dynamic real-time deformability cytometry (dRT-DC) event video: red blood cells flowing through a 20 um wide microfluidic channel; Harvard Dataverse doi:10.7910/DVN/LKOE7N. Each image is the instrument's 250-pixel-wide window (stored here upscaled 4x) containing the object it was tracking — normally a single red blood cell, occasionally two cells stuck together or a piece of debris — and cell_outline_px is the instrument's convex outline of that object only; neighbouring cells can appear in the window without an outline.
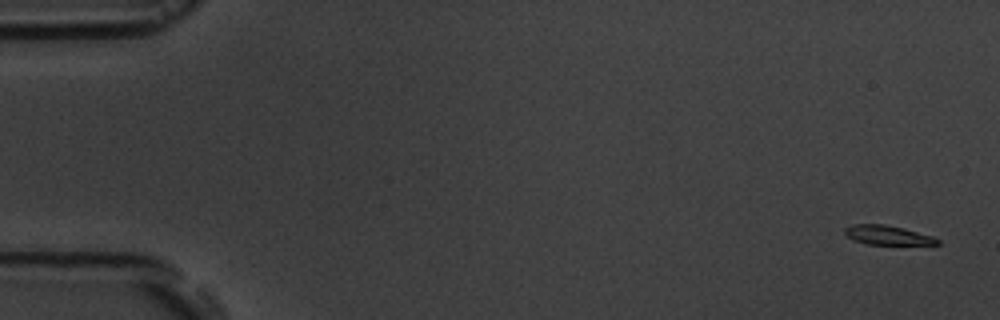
{"species": "common noctule bat (a hibernating species)", "species_latin": "Nyctalus noctula", "temperature_condition": "room temperature", "stored_images_in_passage": 6, "segment_of_instrument_passage": [1, 2], "camera_frame_rate_fps": 3000, "um_per_image_px": 0.085, "animal": {"sex": "male", "body_mass_g": 19.5, "forearm_length_mm": 54.6}, "frame": {"image": 1, "passage_image": 1, "time_ms": 0.0, "image_size_px": [1000, 320], "cell_outline_px": [[940, 244], [868, 244], [852, 240], [844, 232], [844, 228], [852, 224], [884, 224], [904, 228], [932, 236], [940, 240]], "centroid_in_image_um": [75.42, 19.98], "position_along_channel_um": 9.6, "area_um2": 10.35}}